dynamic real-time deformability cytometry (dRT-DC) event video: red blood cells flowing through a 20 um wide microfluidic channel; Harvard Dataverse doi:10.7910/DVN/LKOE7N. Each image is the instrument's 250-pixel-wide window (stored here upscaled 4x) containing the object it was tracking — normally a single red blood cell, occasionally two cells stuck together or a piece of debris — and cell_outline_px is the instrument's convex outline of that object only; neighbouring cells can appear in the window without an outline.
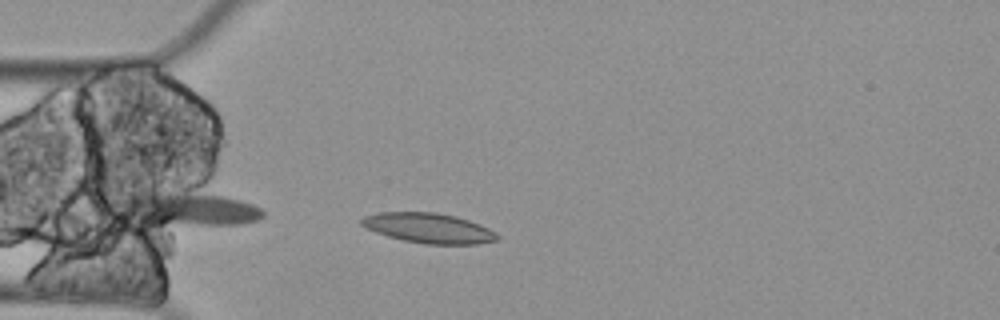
{"species": "Egyptian fruit bat (a non-hibernating species)", "species_latin": "Rousettus aegyptiacus", "temperature_condition": "cold", "stored_images_in_passage": 4, "camera_frame_rate_fps": 3000, "um_per_image_px": 0.085, "animal": {"sex": "female"}, "frame": {"image": 1, "passage_image": 3, "time_ms": 0.667, "image_size_px": [1000, 320], "cell_outline_px": [[500, 240], [480, 244], [424, 244], [404, 240], [388, 236], [376, 232], [360, 224], [360, 220], [364, 216], [380, 212], [436, 212], [456, 216], [480, 224], [496, 232], [500, 236]], "centroid_in_image_um": [36.49, 19.39], "position_along_channel_um": 48.5, "area_um2": 23.81}}